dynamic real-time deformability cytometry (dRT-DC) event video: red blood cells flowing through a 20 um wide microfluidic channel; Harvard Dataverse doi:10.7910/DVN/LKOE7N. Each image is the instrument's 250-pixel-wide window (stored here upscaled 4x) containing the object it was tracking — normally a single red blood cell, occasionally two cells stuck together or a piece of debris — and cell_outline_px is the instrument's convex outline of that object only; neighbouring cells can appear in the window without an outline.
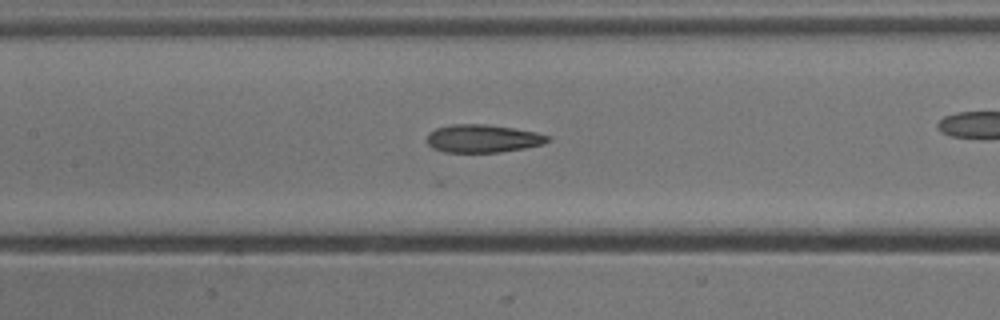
{"species": "common noctule bat (a hibernating species)", "species_latin": "Nyctalus noctula", "temperature_condition": "cold", "stored_images_in_passage": 19, "camera_frame_rate_fps": 3000, "um_per_image_px": 0.085, "animal": {"sex": "male", "body_mass_g": 13.3}, "frame": {"image": 1, "passage_image": 6, "time_ms": 1.667, "image_size_px": [1000, 320], "cell_outline_px": [[552, 140], [544, 144], [524, 148], [500, 152], [444, 152], [432, 148], [428, 144], [428, 132], [436, 128], [452, 124], [488, 124], [536, 132], [548, 136]], "centroid_in_image_um": [41.04, 11.77], "position_along_channel_um": 166.4, "area_um2": 19.71}}
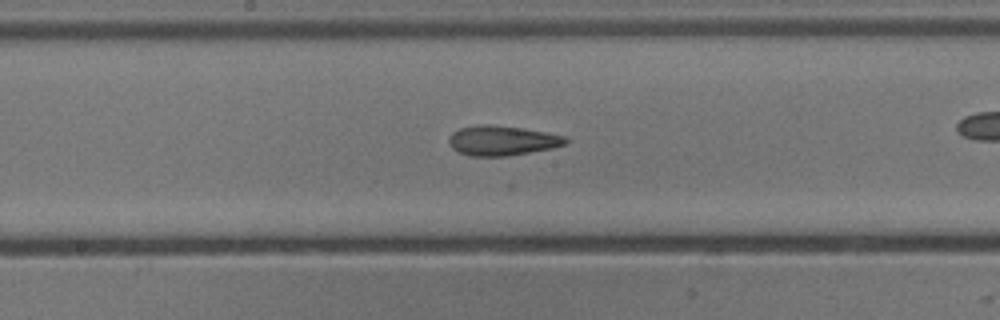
{"frame": {"image": 2, "passage_image": 9, "time_ms": 2.667, "image_size_px": [1000, 320], "cell_outline_px": [[568, 140], [564, 144], [548, 148], [508, 156], [472, 156], [460, 152], [452, 148], [448, 140], [452, 132], [460, 128], [480, 124], [488, 124], [520, 128], [568, 136]], "centroid_in_image_um": [42.64, 11.94], "position_along_channel_um": 205.6, "area_um2": 19.94}}